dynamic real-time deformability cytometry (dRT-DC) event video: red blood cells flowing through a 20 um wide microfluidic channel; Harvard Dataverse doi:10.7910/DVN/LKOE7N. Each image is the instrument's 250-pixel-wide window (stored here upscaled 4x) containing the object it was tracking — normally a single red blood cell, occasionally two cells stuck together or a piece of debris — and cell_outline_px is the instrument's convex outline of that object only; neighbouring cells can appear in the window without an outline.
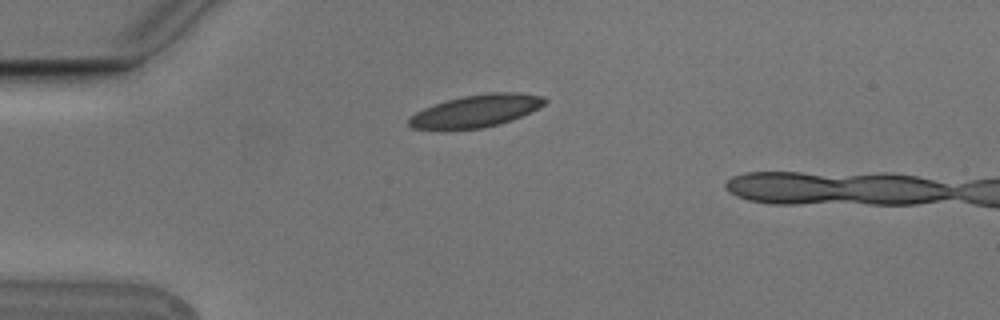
{"species": "Egyptian fruit bat (a non-hibernating species)", "species_latin": "Rousettus aegyptiacus", "temperature_condition": "cold", "stored_images_in_passage": 4, "camera_frame_rate_fps": 3000, "um_per_image_px": 0.085, "animal": {"sex": "male"}, "frame": {"image": 1, "passage_image": 1, "time_ms": 0.0, "image_size_px": [1000, 320], "cell_outline_px": [[548, 100], [544, 104], [532, 112], [512, 120], [500, 124], [484, 128], [448, 132], [440, 132], [412, 128], [408, 124], [408, 120], [416, 112], [424, 108], [448, 100], [464, 96], [488, 92], [516, 92], [544, 96]], "centroid_in_image_um": [40.44, 9.48], "position_along_channel_um": 44.6, "area_um2": 26.41}}